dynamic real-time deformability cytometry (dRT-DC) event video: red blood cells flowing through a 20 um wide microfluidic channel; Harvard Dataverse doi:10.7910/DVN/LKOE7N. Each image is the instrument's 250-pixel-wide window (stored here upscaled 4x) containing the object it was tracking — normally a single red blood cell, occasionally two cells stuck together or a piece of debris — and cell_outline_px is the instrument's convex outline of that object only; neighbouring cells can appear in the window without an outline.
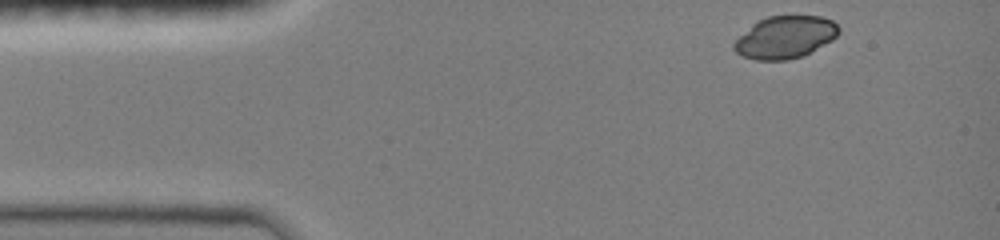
{"species": "common noctule bat (a hibernating species)", "species_latin": "Nyctalus noctula", "temperature_condition": "room temperature", "stored_images_in_passage": 5, "camera_frame_rate_fps": 3000, "um_per_image_px": 0.085, "animal": {"sex": "female", "body_mass_g": 19.0, "forearm_length_mm": 51.5}, "frame": {"image": 1, "passage_image": 1, "time_ms": 0.0, "image_size_px": [1000, 240], "cell_outline_px": [[840, 32], [832, 40], [800, 56], [788, 60], [756, 60], [744, 56], [736, 52], [732, 48], [732, 44], [752, 24], [768, 16], [820, 16], [832, 20], [840, 28]], "centroid_in_image_um": [66.73, 3.16], "position_along_channel_um": 18.3, "area_um2": 25.49}}
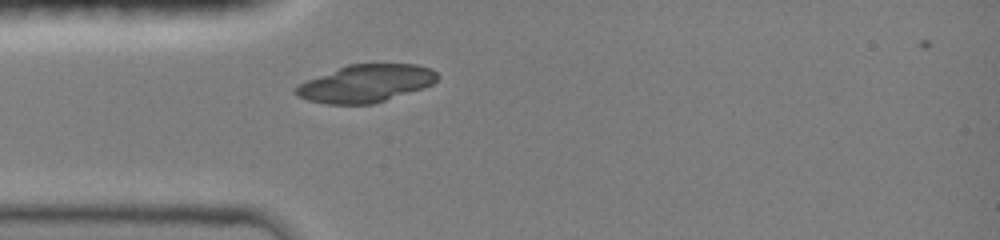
{"frame": {"image": 2, "passage_image": 5, "time_ms": 2.667, "image_size_px": [1000, 240], "cell_outline_px": [[436, 80], [432, 84], [424, 88], [372, 104], [328, 104], [308, 100], [296, 96], [292, 92], [292, 88], [308, 80], [348, 64], [416, 64], [432, 68], [436, 72]], "centroid_in_image_um": [31.07, 7.1], "position_along_channel_um": 53.9, "area_um2": 30.81}}